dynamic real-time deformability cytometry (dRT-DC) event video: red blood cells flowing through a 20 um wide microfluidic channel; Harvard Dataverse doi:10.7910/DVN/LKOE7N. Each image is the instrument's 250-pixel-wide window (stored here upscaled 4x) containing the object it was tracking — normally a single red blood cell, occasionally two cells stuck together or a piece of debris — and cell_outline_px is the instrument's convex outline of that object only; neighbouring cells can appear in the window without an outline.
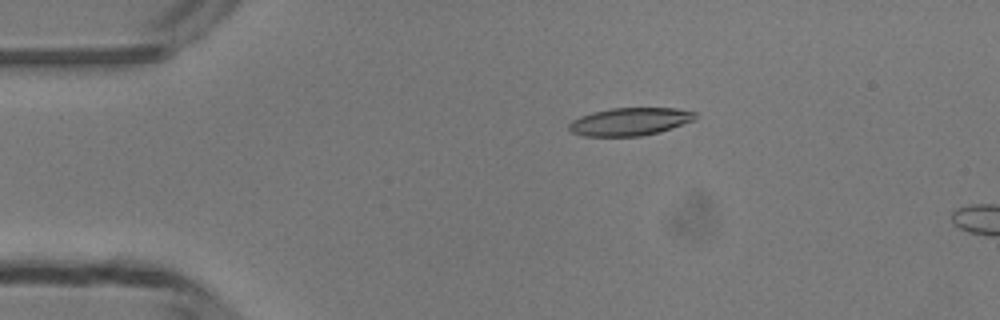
{"species": "common noctule bat (a hibernating species)", "species_latin": "Nyctalus noctula", "temperature_condition": "room temperature", "stored_images_in_passage": 4, "camera_frame_rate_fps": 3000, "um_per_image_px": 0.085, "animal": {"sex": "male", "body_mass_g": 13.3}, "frame": {"image": 1, "passage_image": 3, "time_ms": 2.0, "image_size_px": [1000, 320], "cell_outline_px": [[696, 120], [660, 132], [640, 136], [580, 136], [572, 132], [568, 128], [568, 124], [572, 120], [580, 116], [592, 112], [612, 108], [676, 108], [696, 112]], "centroid_in_image_um": [53.54, 10.34], "position_along_channel_um": 31.5, "area_um2": 20.63}}